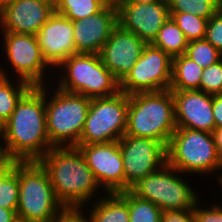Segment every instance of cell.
I'll use <instances>...</instances> for the list:
<instances>
[{
	"label": "cell",
	"instance_id": "obj_1",
	"mask_svg": "<svg viewBox=\"0 0 222 222\" xmlns=\"http://www.w3.org/2000/svg\"><path fill=\"white\" fill-rule=\"evenodd\" d=\"M52 147L46 130L45 85L32 86L6 121L3 152L14 162H30L39 161Z\"/></svg>",
	"mask_w": 222,
	"mask_h": 222
},
{
	"label": "cell",
	"instance_id": "obj_2",
	"mask_svg": "<svg viewBox=\"0 0 222 222\" xmlns=\"http://www.w3.org/2000/svg\"><path fill=\"white\" fill-rule=\"evenodd\" d=\"M38 162L48 172L55 196L64 208L84 207L94 197L100 198L102 188L78 147H52Z\"/></svg>",
	"mask_w": 222,
	"mask_h": 222
},
{
	"label": "cell",
	"instance_id": "obj_3",
	"mask_svg": "<svg viewBox=\"0 0 222 222\" xmlns=\"http://www.w3.org/2000/svg\"><path fill=\"white\" fill-rule=\"evenodd\" d=\"M176 128L170 89L129 95L125 135L152 138L167 148Z\"/></svg>",
	"mask_w": 222,
	"mask_h": 222
},
{
	"label": "cell",
	"instance_id": "obj_4",
	"mask_svg": "<svg viewBox=\"0 0 222 222\" xmlns=\"http://www.w3.org/2000/svg\"><path fill=\"white\" fill-rule=\"evenodd\" d=\"M167 163L188 176H222V158L218 154L212 133L188 128H176L166 148ZM219 170V171H218ZM221 170V172H220ZM219 173H218V172ZM191 174V175H190Z\"/></svg>",
	"mask_w": 222,
	"mask_h": 222
},
{
	"label": "cell",
	"instance_id": "obj_5",
	"mask_svg": "<svg viewBox=\"0 0 222 222\" xmlns=\"http://www.w3.org/2000/svg\"><path fill=\"white\" fill-rule=\"evenodd\" d=\"M90 102L91 98L64 91L53 83L45 85L46 130L53 147L78 144Z\"/></svg>",
	"mask_w": 222,
	"mask_h": 222
},
{
	"label": "cell",
	"instance_id": "obj_6",
	"mask_svg": "<svg viewBox=\"0 0 222 222\" xmlns=\"http://www.w3.org/2000/svg\"><path fill=\"white\" fill-rule=\"evenodd\" d=\"M54 72L57 81L52 83L67 92L96 98L112 96L120 91L119 82L105 67L99 54L71 55Z\"/></svg>",
	"mask_w": 222,
	"mask_h": 222
},
{
	"label": "cell",
	"instance_id": "obj_7",
	"mask_svg": "<svg viewBox=\"0 0 222 222\" xmlns=\"http://www.w3.org/2000/svg\"><path fill=\"white\" fill-rule=\"evenodd\" d=\"M18 182V219L51 222L64 209L55 196L48 172L38 161L18 162Z\"/></svg>",
	"mask_w": 222,
	"mask_h": 222
},
{
	"label": "cell",
	"instance_id": "obj_8",
	"mask_svg": "<svg viewBox=\"0 0 222 222\" xmlns=\"http://www.w3.org/2000/svg\"><path fill=\"white\" fill-rule=\"evenodd\" d=\"M187 175L166 163L140 179L130 191L138 198L154 203L162 211L191 210L198 202L199 195L198 190L191 187L192 181L184 179Z\"/></svg>",
	"mask_w": 222,
	"mask_h": 222
},
{
	"label": "cell",
	"instance_id": "obj_9",
	"mask_svg": "<svg viewBox=\"0 0 222 222\" xmlns=\"http://www.w3.org/2000/svg\"><path fill=\"white\" fill-rule=\"evenodd\" d=\"M0 35H2L0 42L3 41V44L0 43L3 46L1 49L4 50L1 52V56L6 59L2 58L3 62H6V67L11 70V72L9 69L7 71L3 64V68L0 67L1 76L9 78L10 75L12 78L15 76V79H21L31 86H43L52 83L51 80H55L54 70L44 60L35 35L12 32H0ZM48 72H52V74Z\"/></svg>",
	"mask_w": 222,
	"mask_h": 222
},
{
	"label": "cell",
	"instance_id": "obj_10",
	"mask_svg": "<svg viewBox=\"0 0 222 222\" xmlns=\"http://www.w3.org/2000/svg\"><path fill=\"white\" fill-rule=\"evenodd\" d=\"M129 95L122 91L91 98L85 125L77 145L119 141L126 132Z\"/></svg>",
	"mask_w": 222,
	"mask_h": 222
},
{
	"label": "cell",
	"instance_id": "obj_11",
	"mask_svg": "<svg viewBox=\"0 0 222 222\" xmlns=\"http://www.w3.org/2000/svg\"><path fill=\"white\" fill-rule=\"evenodd\" d=\"M171 78L172 58L152 43L146 44L141 57L119 83V90L127 95L167 90Z\"/></svg>",
	"mask_w": 222,
	"mask_h": 222
},
{
	"label": "cell",
	"instance_id": "obj_12",
	"mask_svg": "<svg viewBox=\"0 0 222 222\" xmlns=\"http://www.w3.org/2000/svg\"><path fill=\"white\" fill-rule=\"evenodd\" d=\"M118 142L125 172V191L167 163L166 147L160 141L124 135Z\"/></svg>",
	"mask_w": 222,
	"mask_h": 222
},
{
	"label": "cell",
	"instance_id": "obj_13",
	"mask_svg": "<svg viewBox=\"0 0 222 222\" xmlns=\"http://www.w3.org/2000/svg\"><path fill=\"white\" fill-rule=\"evenodd\" d=\"M169 17L167 0H122L118 9V24L146 44L153 43Z\"/></svg>",
	"mask_w": 222,
	"mask_h": 222
},
{
	"label": "cell",
	"instance_id": "obj_14",
	"mask_svg": "<svg viewBox=\"0 0 222 222\" xmlns=\"http://www.w3.org/2000/svg\"><path fill=\"white\" fill-rule=\"evenodd\" d=\"M104 193L125 191V172L119 142L76 145Z\"/></svg>",
	"mask_w": 222,
	"mask_h": 222
},
{
	"label": "cell",
	"instance_id": "obj_15",
	"mask_svg": "<svg viewBox=\"0 0 222 222\" xmlns=\"http://www.w3.org/2000/svg\"><path fill=\"white\" fill-rule=\"evenodd\" d=\"M145 45L136 34L124 30L118 24L111 31L99 55L105 67L120 83L141 57Z\"/></svg>",
	"mask_w": 222,
	"mask_h": 222
},
{
	"label": "cell",
	"instance_id": "obj_16",
	"mask_svg": "<svg viewBox=\"0 0 222 222\" xmlns=\"http://www.w3.org/2000/svg\"><path fill=\"white\" fill-rule=\"evenodd\" d=\"M73 35V21L56 12L36 33L42 56L52 69L76 54Z\"/></svg>",
	"mask_w": 222,
	"mask_h": 222
},
{
	"label": "cell",
	"instance_id": "obj_17",
	"mask_svg": "<svg viewBox=\"0 0 222 222\" xmlns=\"http://www.w3.org/2000/svg\"><path fill=\"white\" fill-rule=\"evenodd\" d=\"M54 12L48 0H15L0 10V32L36 35Z\"/></svg>",
	"mask_w": 222,
	"mask_h": 222
},
{
	"label": "cell",
	"instance_id": "obj_18",
	"mask_svg": "<svg viewBox=\"0 0 222 222\" xmlns=\"http://www.w3.org/2000/svg\"><path fill=\"white\" fill-rule=\"evenodd\" d=\"M174 117L177 128L212 133L215 122L212 95L201 90L172 91Z\"/></svg>",
	"mask_w": 222,
	"mask_h": 222
},
{
	"label": "cell",
	"instance_id": "obj_19",
	"mask_svg": "<svg viewBox=\"0 0 222 222\" xmlns=\"http://www.w3.org/2000/svg\"><path fill=\"white\" fill-rule=\"evenodd\" d=\"M117 25L118 10L108 7L95 15L73 21L76 54H99Z\"/></svg>",
	"mask_w": 222,
	"mask_h": 222
},
{
	"label": "cell",
	"instance_id": "obj_20",
	"mask_svg": "<svg viewBox=\"0 0 222 222\" xmlns=\"http://www.w3.org/2000/svg\"><path fill=\"white\" fill-rule=\"evenodd\" d=\"M91 204L85 210L93 222H129L128 203L118 193H104Z\"/></svg>",
	"mask_w": 222,
	"mask_h": 222
},
{
	"label": "cell",
	"instance_id": "obj_21",
	"mask_svg": "<svg viewBox=\"0 0 222 222\" xmlns=\"http://www.w3.org/2000/svg\"><path fill=\"white\" fill-rule=\"evenodd\" d=\"M203 68L185 54L172 58L171 91L200 90Z\"/></svg>",
	"mask_w": 222,
	"mask_h": 222
},
{
	"label": "cell",
	"instance_id": "obj_22",
	"mask_svg": "<svg viewBox=\"0 0 222 222\" xmlns=\"http://www.w3.org/2000/svg\"><path fill=\"white\" fill-rule=\"evenodd\" d=\"M188 42L182 30L169 17L159 30L152 44L173 58L185 54Z\"/></svg>",
	"mask_w": 222,
	"mask_h": 222
},
{
	"label": "cell",
	"instance_id": "obj_23",
	"mask_svg": "<svg viewBox=\"0 0 222 222\" xmlns=\"http://www.w3.org/2000/svg\"><path fill=\"white\" fill-rule=\"evenodd\" d=\"M16 80L0 75V117L5 121L10 118L21 97L32 87L21 79Z\"/></svg>",
	"mask_w": 222,
	"mask_h": 222
},
{
	"label": "cell",
	"instance_id": "obj_24",
	"mask_svg": "<svg viewBox=\"0 0 222 222\" xmlns=\"http://www.w3.org/2000/svg\"><path fill=\"white\" fill-rule=\"evenodd\" d=\"M118 194L128 203L129 222H161L162 210L154 203L138 198L130 190Z\"/></svg>",
	"mask_w": 222,
	"mask_h": 222
},
{
	"label": "cell",
	"instance_id": "obj_25",
	"mask_svg": "<svg viewBox=\"0 0 222 222\" xmlns=\"http://www.w3.org/2000/svg\"><path fill=\"white\" fill-rule=\"evenodd\" d=\"M103 8L97 0H57L54 3V11L72 21L95 15Z\"/></svg>",
	"mask_w": 222,
	"mask_h": 222
},
{
	"label": "cell",
	"instance_id": "obj_26",
	"mask_svg": "<svg viewBox=\"0 0 222 222\" xmlns=\"http://www.w3.org/2000/svg\"><path fill=\"white\" fill-rule=\"evenodd\" d=\"M169 12H183L209 19L221 7L219 0H167Z\"/></svg>",
	"mask_w": 222,
	"mask_h": 222
},
{
	"label": "cell",
	"instance_id": "obj_27",
	"mask_svg": "<svg viewBox=\"0 0 222 222\" xmlns=\"http://www.w3.org/2000/svg\"><path fill=\"white\" fill-rule=\"evenodd\" d=\"M19 203L18 162L0 177V206L17 210Z\"/></svg>",
	"mask_w": 222,
	"mask_h": 222
},
{
	"label": "cell",
	"instance_id": "obj_28",
	"mask_svg": "<svg viewBox=\"0 0 222 222\" xmlns=\"http://www.w3.org/2000/svg\"><path fill=\"white\" fill-rule=\"evenodd\" d=\"M185 55L203 69L222 59V54L205 38L189 41Z\"/></svg>",
	"mask_w": 222,
	"mask_h": 222
},
{
	"label": "cell",
	"instance_id": "obj_29",
	"mask_svg": "<svg viewBox=\"0 0 222 222\" xmlns=\"http://www.w3.org/2000/svg\"><path fill=\"white\" fill-rule=\"evenodd\" d=\"M170 17L182 30L188 41L205 38L207 19L183 12H170Z\"/></svg>",
	"mask_w": 222,
	"mask_h": 222
},
{
	"label": "cell",
	"instance_id": "obj_30",
	"mask_svg": "<svg viewBox=\"0 0 222 222\" xmlns=\"http://www.w3.org/2000/svg\"><path fill=\"white\" fill-rule=\"evenodd\" d=\"M200 90L211 95L222 94V59L203 70Z\"/></svg>",
	"mask_w": 222,
	"mask_h": 222
},
{
	"label": "cell",
	"instance_id": "obj_31",
	"mask_svg": "<svg viewBox=\"0 0 222 222\" xmlns=\"http://www.w3.org/2000/svg\"><path fill=\"white\" fill-rule=\"evenodd\" d=\"M202 204H204V202L202 203V201L199 199L194 206L193 214L196 222H222L221 201L218 204L213 202V205H206L208 208Z\"/></svg>",
	"mask_w": 222,
	"mask_h": 222
},
{
	"label": "cell",
	"instance_id": "obj_32",
	"mask_svg": "<svg viewBox=\"0 0 222 222\" xmlns=\"http://www.w3.org/2000/svg\"><path fill=\"white\" fill-rule=\"evenodd\" d=\"M205 39L222 54V7L208 19Z\"/></svg>",
	"mask_w": 222,
	"mask_h": 222
},
{
	"label": "cell",
	"instance_id": "obj_33",
	"mask_svg": "<svg viewBox=\"0 0 222 222\" xmlns=\"http://www.w3.org/2000/svg\"><path fill=\"white\" fill-rule=\"evenodd\" d=\"M84 212V207L64 208L51 222H93L90 214Z\"/></svg>",
	"mask_w": 222,
	"mask_h": 222
},
{
	"label": "cell",
	"instance_id": "obj_34",
	"mask_svg": "<svg viewBox=\"0 0 222 222\" xmlns=\"http://www.w3.org/2000/svg\"><path fill=\"white\" fill-rule=\"evenodd\" d=\"M161 222H196L193 209L183 211H162Z\"/></svg>",
	"mask_w": 222,
	"mask_h": 222
},
{
	"label": "cell",
	"instance_id": "obj_35",
	"mask_svg": "<svg viewBox=\"0 0 222 222\" xmlns=\"http://www.w3.org/2000/svg\"><path fill=\"white\" fill-rule=\"evenodd\" d=\"M212 109L215 128L222 126V94L212 95Z\"/></svg>",
	"mask_w": 222,
	"mask_h": 222
},
{
	"label": "cell",
	"instance_id": "obj_36",
	"mask_svg": "<svg viewBox=\"0 0 222 222\" xmlns=\"http://www.w3.org/2000/svg\"><path fill=\"white\" fill-rule=\"evenodd\" d=\"M17 219L16 210L6 209L0 206V222H15Z\"/></svg>",
	"mask_w": 222,
	"mask_h": 222
},
{
	"label": "cell",
	"instance_id": "obj_37",
	"mask_svg": "<svg viewBox=\"0 0 222 222\" xmlns=\"http://www.w3.org/2000/svg\"><path fill=\"white\" fill-rule=\"evenodd\" d=\"M212 134L215 140L217 152L222 158V126L216 127Z\"/></svg>",
	"mask_w": 222,
	"mask_h": 222
},
{
	"label": "cell",
	"instance_id": "obj_38",
	"mask_svg": "<svg viewBox=\"0 0 222 222\" xmlns=\"http://www.w3.org/2000/svg\"><path fill=\"white\" fill-rule=\"evenodd\" d=\"M97 1L101 3L104 7L118 10L122 0H97Z\"/></svg>",
	"mask_w": 222,
	"mask_h": 222
},
{
	"label": "cell",
	"instance_id": "obj_39",
	"mask_svg": "<svg viewBox=\"0 0 222 222\" xmlns=\"http://www.w3.org/2000/svg\"><path fill=\"white\" fill-rule=\"evenodd\" d=\"M6 134V121L0 117V142L2 143Z\"/></svg>",
	"mask_w": 222,
	"mask_h": 222
},
{
	"label": "cell",
	"instance_id": "obj_40",
	"mask_svg": "<svg viewBox=\"0 0 222 222\" xmlns=\"http://www.w3.org/2000/svg\"><path fill=\"white\" fill-rule=\"evenodd\" d=\"M13 162H0V177L12 166Z\"/></svg>",
	"mask_w": 222,
	"mask_h": 222
},
{
	"label": "cell",
	"instance_id": "obj_41",
	"mask_svg": "<svg viewBox=\"0 0 222 222\" xmlns=\"http://www.w3.org/2000/svg\"><path fill=\"white\" fill-rule=\"evenodd\" d=\"M0 162H14V161L7 159L5 157V154H4L3 148H2V143H0Z\"/></svg>",
	"mask_w": 222,
	"mask_h": 222
},
{
	"label": "cell",
	"instance_id": "obj_42",
	"mask_svg": "<svg viewBox=\"0 0 222 222\" xmlns=\"http://www.w3.org/2000/svg\"><path fill=\"white\" fill-rule=\"evenodd\" d=\"M15 0H0V10L4 7V6H6V5H8L9 3H12V2H14Z\"/></svg>",
	"mask_w": 222,
	"mask_h": 222
},
{
	"label": "cell",
	"instance_id": "obj_43",
	"mask_svg": "<svg viewBox=\"0 0 222 222\" xmlns=\"http://www.w3.org/2000/svg\"><path fill=\"white\" fill-rule=\"evenodd\" d=\"M217 184H219V187H221L222 190V176L216 181Z\"/></svg>",
	"mask_w": 222,
	"mask_h": 222
},
{
	"label": "cell",
	"instance_id": "obj_44",
	"mask_svg": "<svg viewBox=\"0 0 222 222\" xmlns=\"http://www.w3.org/2000/svg\"><path fill=\"white\" fill-rule=\"evenodd\" d=\"M15 222H25L24 220L17 219Z\"/></svg>",
	"mask_w": 222,
	"mask_h": 222
},
{
	"label": "cell",
	"instance_id": "obj_45",
	"mask_svg": "<svg viewBox=\"0 0 222 222\" xmlns=\"http://www.w3.org/2000/svg\"><path fill=\"white\" fill-rule=\"evenodd\" d=\"M50 2H52L53 4L57 1V0H48Z\"/></svg>",
	"mask_w": 222,
	"mask_h": 222
}]
</instances>
